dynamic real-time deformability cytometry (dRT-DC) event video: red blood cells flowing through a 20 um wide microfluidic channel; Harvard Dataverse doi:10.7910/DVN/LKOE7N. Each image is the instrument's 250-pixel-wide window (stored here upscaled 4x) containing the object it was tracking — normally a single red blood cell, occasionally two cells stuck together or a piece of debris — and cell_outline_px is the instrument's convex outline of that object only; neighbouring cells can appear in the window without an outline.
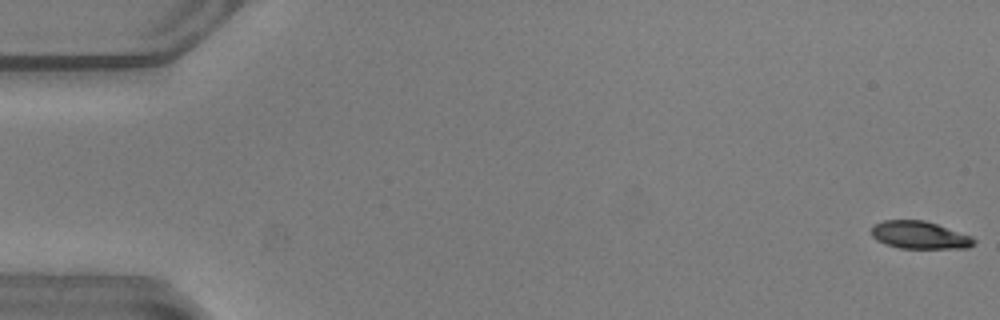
{"species": "common noctule bat (a hibernating species)", "species_latin": "Nyctalus noctula", "temperature_condition": "warm", "stored_images_in_passage": 53, "camera_frame_rate_fps": 3000, "um_per_image_px": 0.085, "animal": {"sex": "male", "body_mass_g": 20.5, "forearm_length_mm": 52.5}, "frame": {"image": 1, "passage_image": 1, "time_ms": 0.0, "image_size_px": [1000, 320], "cell_outline_px": [[976, 244], [968, 248], [900, 248], [884, 244], [876, 240], [872, 236], [872, 224], [884, 220], [924, 220], [972, 236], [976, 240]], "centroid_in_image_um": [78.16, 19.98], "position_along_channel_um": 6.8, "area_um2": 16.59}}
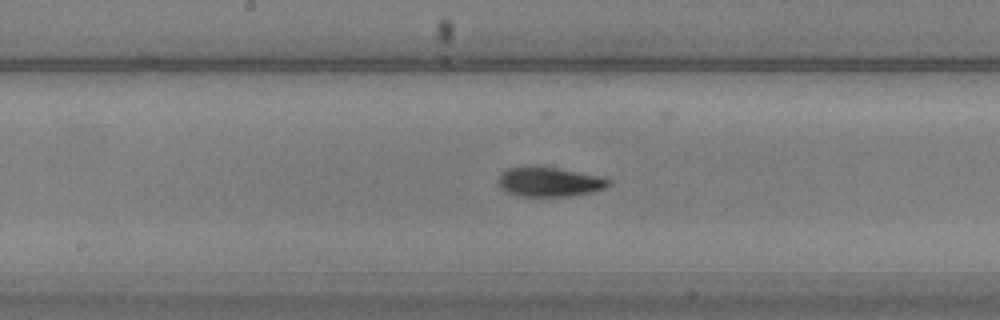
{"frame": {"image": 2, "passage_image": 28, "time_ms": 9.0, "image_size_px": [1000, 320], "cell_outline_px": [[612, 184], [604, 188], [592, 192], [568, 196], [520, 196], [508, 192], [500, 184], [500, 176], [508, 168], [556, 168], [608, 176], [612, 180]], "centroid_in_image_um": [46.87, 15.47], "position_along_channel_um": 201.3, "area_um2": 18.55}}
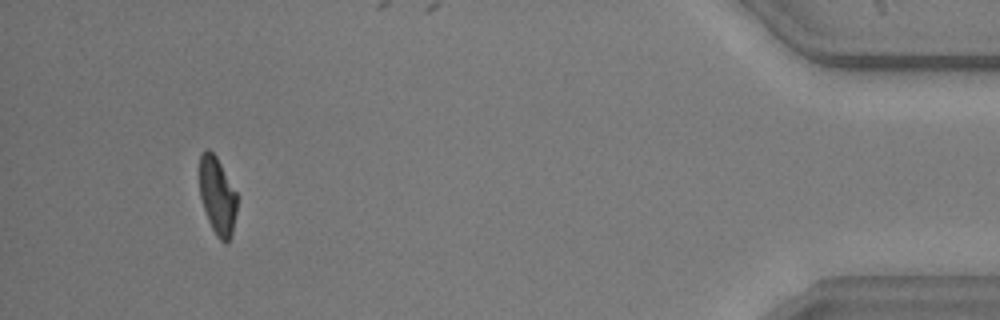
{"frame": {"image": 3, "passage_image": 50, "time_ms": 16.333, "image_size_px": [1000, 320], "cell_outline_px": [[236, 212], [232, 236], [224, 244], [216, 236], [208, 220], [200, 196], [200, 156], [208, 148], [216, 156], [236, 192]], "centroid_in_image_um": [18.48, 16.69], "position_along_channel_um": 416.7, "area_um2": 16.7}, "authors_computed_cell_mechanics": {"area_um2": 18.3226, "velocity_mm_per_s": 3.865, "shape_relaxation_time_tau1_ms": 3.924, "shape_relaxation_time_tau2_ms": 2.2639, "deformation_change_tau1": 0.1344, "deformation_change_tau2": 0.0833}}